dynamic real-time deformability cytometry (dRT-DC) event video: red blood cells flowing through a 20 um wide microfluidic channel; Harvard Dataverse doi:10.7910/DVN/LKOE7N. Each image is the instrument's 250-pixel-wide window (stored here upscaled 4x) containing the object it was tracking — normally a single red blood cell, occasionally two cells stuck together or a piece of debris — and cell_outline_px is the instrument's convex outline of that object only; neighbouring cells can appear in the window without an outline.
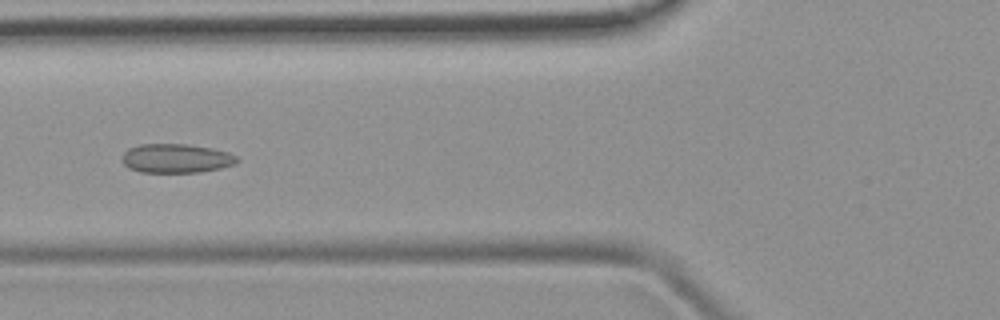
{"species": "common noctule bat (a hibernating species)", "species_latin": "Nyctalus noctula", "temperature_condition": "room temperature", "stored_images_in_passage": 5, "camera_frame_rate_fps": 3000, "um_per_image_px": 0.085, "animal": {"sex": "female", "body_mass_g": 19.9}, "frame": {"image": 1, "passage_image": 4, "time_ms": 4.333, "image_size_px": [1000, 320], "cell_outline_px": [[240, 160], [236, 164], [220, 168], [200, 172], [140, 172], [128, 168], [124, 164], [124, 152], [128, 148], [140, 144], [188, 144], [212, 148], [228, 152], [236, 156]], "centroid_in_image_um": [15.0, 13.46], "position_along_channel_um": 110.8, "area_um2": 19.48}}
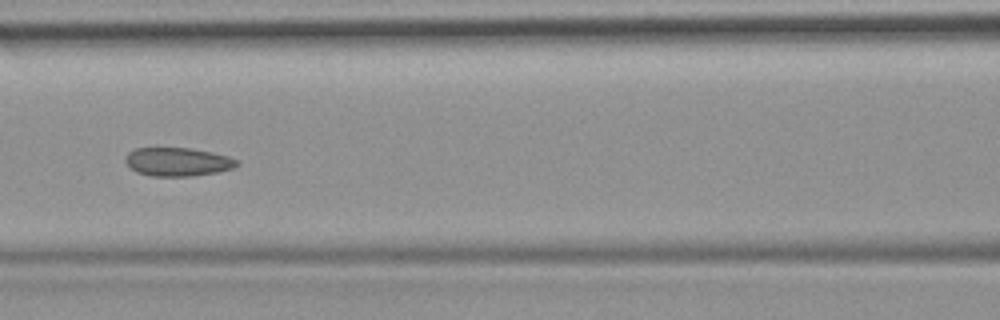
{"frame": {"image": 2, "passage_image": 5, "time_ms": 5.333, "image_size_px": [1000, 320], "cell_outline_px": [[240, 164], [232, 168], [216, 172], [192, 176], [152, 176], [136, 172], [124, 160], [124, 156], [128, 152], [136, 148], [192, 148], [212, 152], [228, 156], [240, 160]], "centroid_in_image_um": [15.11, 13.75], "position_along_channel_um": 151.5, "area_um2": 18.61}}